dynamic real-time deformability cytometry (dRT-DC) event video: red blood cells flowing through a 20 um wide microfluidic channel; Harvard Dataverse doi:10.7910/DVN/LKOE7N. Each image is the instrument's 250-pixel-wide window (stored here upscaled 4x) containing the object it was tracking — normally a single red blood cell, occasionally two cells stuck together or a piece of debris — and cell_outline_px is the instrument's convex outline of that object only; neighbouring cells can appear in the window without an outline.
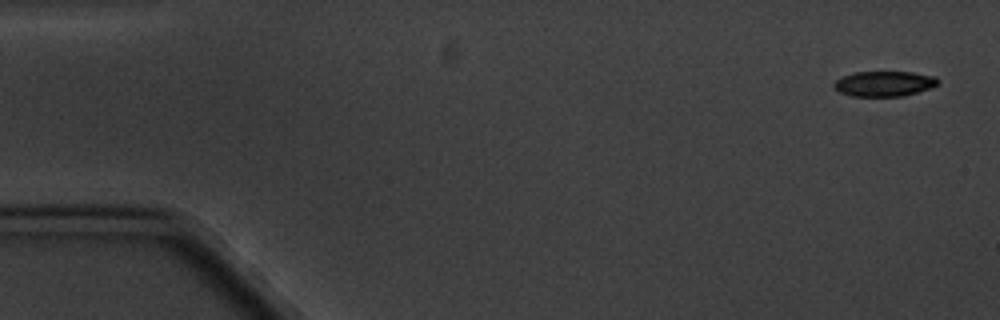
{"species": "common noctule bat (a hibernating species)", "species_latin": "Nyctalus noctula", "temperature_condition": "cold", "stored_images_in_passage": 6, "segment_of_instrument_passage": [1, 2], "camera_frame_rate_fps": 3000, "um_per_image_px": 0.085, "animal": {"sex": "male", "body_mass_g": 20.1, "forearm_length_mm": 53.5}, "frame": {"image": 1, "passage_image": 1, "time_ms": 0.0, "image_size_px": [1000, 320], "cell_outline_px": [[940, 80], [932, 88], [904, 96], [852, 96], [840, 92], [832, 84], [836, 80], [844, 76], [856, 72], [912, 72], [936, 76]], "centroid_in_image_um": [75.2, 7.11], "position_along_channel_um": 9.8, "area_um2": 15.26}}